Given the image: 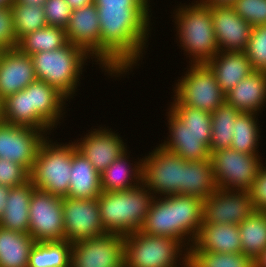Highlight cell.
I'll return each mask as SVG.
<instances>
[{
    "instance_id": "1",
    "label": "cell",
    "mask_w": 266,
    "mask_h": 267,
    "mask_svg": "<svg viewBox=\"0 0 266 267\" xmlns=\"http://www.w3.org/2000/svg\"><path fill=\"white\" fill-rule=\"evenodd\" d=\"M97 10L101 37V69L112 77L128 74L134 66H139L138 61L146 53L144 49L148 47L147 39L151 34V8L97 7Z\"/></svg>"
},
{
    "instance_id": "2",
    "label": "cell",
    "mask_w": 266,
    "mask_h": 267,
    "mask_svg": "<svg viewBox=\"0 0 266 267\" xmlns=\"http://www.w3.org/2000/svg\"><path fill=\"white\" fill-rule=\"evenodd\" d=\"M202 212L203 200L195 196L173 194L154 197L139 231L175 238L189 248L202 225Z\"/></svg>"
},
{
    "instance_id": "3",
    "label": "cell",
    "mask_w": 266,
    "mask_h": 267,
    "mask_svg": "<svg viewBox=\"0 0 266 267\" xmlns=\"http://www.w3.org/2000/svg\"><path fill=\"white\" fill-rule=\"evenodd\" d=\"M168 110L170 134L159 145L186 161L210 159L211 113L185 105H170Z\"/></svg>"
},
{
    "instance_id": "4",
    "label": "cell",
    "mask_w": 266,
    "mask_h": 267,
    "mask_svg": "<svg viewBox=\"0 0 266 267\" xmlns=\"http://www.w3.org/2000/svg\"><path fill=\"white\" fill-rule=\"evenodd\" d=\"M97 199L104 230L124 236L139 231L154 195L141 183L125 191L102 192Z\"/></svg>"
},
{
    "instance_id": "5",
    "label": "cell",
    "mask_w": 266,
    "mask_h": 267,
    "mask_svg": "<svg viewBox=\"0 0 266 267\" xmlns=\"http://www.w3.org/2000/svg\"><path fill=\"white\" fill-rule=\"evenodd\" d=\"M178 6L173 14L180 47L189 55L190 64H206L218 52L211 7L198 0ZM192 57V58H191Z\"/></svg>"
},
{
    "instance_id": "6",
    "label": "cell",
    "mask_w": 266,
    "mask_h": 267,
    "mask_svg": "<svg viewBox=\"0 0 266 267\" xmlns=\"http://www.w3.org/2000/svg\"><path fill=\"white\" fill-rule=\"evenodd\" d=\"M30 57L37 80L55 87L70 100L80 84L83 66L88 65L86 62L91 56L68 42L59 49L35 53Z\"/></svg>"
},
{
    "instance_id": "7",
    "label": "cell",
    "mask_w": 266,
    "mask_h": 267,
    "mask_svg": "<svg viewBox=\"0 0 266 267\" xmlns=\"http://www.w3.org/2000/svg\"><path fill=\"white\" fill-rule=\"evenodd\" d=\"M123 239L124 267H188V248L175 238L135 231Z\"/></svg>"
},
{
    "instance_id": "8",
    "label": "cell",
    "mask_w": 266,
    "mask_h": 267,
    "mask_svg": "<svg viewBox=\"0 0 266 267\" xmlns=\"http://www.w3.org/2000/svg\"><path fill=\"white\" fill-rule=\"evenodd\" d=\"M57 143V144H56ZM75 142L59 144L46 138L41 144L30 180L36 189L64 198L70 185V172Z\"/></svg>"
},
{
    "instance_id": "9",
    "label": "cell",
    "mask_w": 266,
    "mask_h": 267,
    "mask_svg": "<svg viewBox=\"0 0 266 267\" xmlns=\"http://www.w3.org/2000/svg\"><path fill=\"white\" fill-rule=\"evenodd\" d=\"M184 76L175 84L173 102L213 113L226 101L215 74L206 64H189Z\"/></svg>"
},
{
    "instance_id": "10",
    "label": "cell",
    "mask_w": 266,
    "mask_h": 267,
    "mask_svg": "<svg viewBox=\"0 0 266 267\" xmlns=\"http://www.w3.org/2000/svg\"><path fill=\"white\" fill-rule=\"evenodd\" d=\"M185 162V159L159 145L142 158V183L154 197L183 195Z\"/></svg>"
},
{
    "instance_id": "11",
    "label": "cell",
    "mask_w": 266,
    "mask_h": 267,
    "mask_svg": "<svg viewBox=\"0 0 266 267\" xmlns=\"http://www.w3.org/2000/svg\"><path fill=\"white\" fill-rule=\"evenodd\" d=\"M259 154L241 153L231 148L211 153L213 177L217 189L249 191L264 165Z\"/></svg>"
},
{
    "instance_id": "12",
    "label": "cell",
    "mask_w": 266,
    "mask_h": 267,
    "mask_svg": "<svg viewBox=\"0 0 266 267\" xmlns=\"http://www.w3.org/2000/svg\"><path fill=\"white\" fill-rule=\"evenodd\" d=\"M28 233L36 242L64 241L62 198L35 189L29 206Z\"/></svg>"
},
{
    "instance_id": "13",
    "label": "cell",
    "mask_w": 266,
    "mask_h": 267,
    "mask_svg": "<svg viewBox=\"0 0 266 267\" xmlns=\"http://www.w3.org/2000/svg\"><path fill=\"white\" fill-rule=\"evenodd\" d=\"M70 267H124L123 235L105 233L73 242Z\"/></svg>"
},
{
    "instance_id": "14",
    "label": "cell",
    "mask_w": 266,
    "mask_h": 267,
    "mask_svg": "<svg viewBox=\"0 0 266 267\" xmlns=\"http://www.w3.org/2000/svg\"><path fill=\"white\" fill-rule=\"evenodd\" d=\"M255 211L249 191L216 189L203 200L202 224L238 225Z\"/></svg>"
},
{
    "instance_id": "15",
    "label": "cell",
    "mask_w": 266,
    "mask_h": 267,
    "mask_svg": "<svg viewBox=\"0 0 266 267\" xmlns=\"http://www.w3.org/2000/svg\"><path fill=\"white\" fill-rule=\"evenodd\" d=\"M47 133L28 126L8 124L0 120V158L16 162L31 172Z\"/></svg>"
},
{
    "instance_id": "16",
    "label": "cell",
    "mask_w": 266,
    "mask_h": 267,
    "mask_svg": "<svg viewBox=\"0 0 266 267\" xmlns=\"http://www.w3.org/2000/svg\"><path fill=\"white\" fill-rule=\"evenodd\" d=\"M65 240L75 242L107 233L100 220L97 198H62Z\"/></svg>"
},
{
    "instance_id": "17",
    "label": "cell",
    "mask_w": 266,
    "mask_h": 267,
    "mask_svg": "<svg viewBox=\"0 0 266 267\" xmlns=\"http://www.w3.org/2000/svg\"><path fill=\"white\" fill-rule=\"evenodd\" d=\"M30 102V127L51 133L63 118L64 105L68 99L55 87L41 80H35L26 88ZM63 112V113H62Z\"/></svg>"
},
{
    "instance_id": "18",
    "label": "cell",
    "mask_w": 266,
    "mask_h": 267,
    "mask_svg": "<svg viewBox=\"0 0 266 267\" xmlns=\"http://www.w3.org/2000/svg\"><path fill=\"white\" fill-rule=\"evenodd\" d=\"M103 128H95L82 136L80 141H75L77 150L91 162L98 173L104 171L128 149L120 135Z\"/></svg>"
},
{
    "instance_id": "19",
    "label": "cell",
    "mask_w": 266,
    "mask_h": 267,
    "mask_svg": "<svg viewBox=\"0 0 266 267\" xmlns=\"http://www.w3.org/2000/svg\"><path fill=\"white\" fill-rule=\"evenodd\" d=\"M68 42L84 49L101 67V37L97 6L93 3L72 10L65 28Z\"/></svg>"
},
{
    "instance_id": "20",
    "label": "cell",
    "mask_w": 266,
    "mask_h": 267,
    "mask_svg": "<svg viewBox=\"0 0 266 267\" xmlns=\"http://www.w3.org/2000/svg\"><path fill=\"white\" fill-rule=\"evenodd\" d=\"M211 13L219 51L244 52L252 26L232 6H211Z\"/></svg>"
},
{
    "instance_id": "21",
    "label": "cell",
    "mask_w": 266,
    "mask_h": 267,
    "mask_svg": "<svg viewBox=\"0 0 266 267\" xmlns=\"http://www.w3.org/2000/svg\"><path fill=\"white\" fill-rule=\"evenodd\" d=\"M37 80L32 59L17 48L0 51V103Z\"/></svg>"
},
{
    "instance_id": "22",
    "label": "cell",
    "mask_w": 266,
    "mask_h": 267,
    "mask_svg": "<svg viewBox=\"0 0 266 267\" xmlns=\"http://www.w3.org/2000/svg\"><path fill=\"white\" fill-rule=\"evenodd\" d=\"M226 102L241 113L259 115L266 104V72L253 71L226 94Z\"/></svg>"
},
{
    "instance_id": "23",
    "label": "cell",
    "mask_w": 266,
    "mask_h": 267,
    "mask_svg": "<svg viewBox=\"0 0 266 267\" xmlns=\"http://www.w3.org/2000/svg\"><path fill=\"white\" fill-rule=\"evenodd\" d=\"M206 65L225 94L254 71L245 52L219 51Z\"/></svg>"
},
{
    "instance_id": "24",
    "label": "cell",
    "mask_w": 266,
    "mask_h": 267,
    "mask_svg": "<svg viewBox=\"0 0 266 267\" xmlns=\"http://www.w3.org/2000/svg\"><path fill=\"white\" fill-rule=\"evenodd\" d=\"M192 246L214 253H240L242 244L238 225L202 224Z\"/></svg>"
},
{
    "instance_id": "25",
    "label": "cell",
    "mask_w": 266,
    "mask_h": 267,
    "mask_svg": "<svg viewBox=\"0 0 266 267\" xmlns=\"http://www.w3.org/2000/svg\"><path fill=\"white\" fill-rule=\"evenodd\" d=\"M70 174L69 191L66 197L91 199L97 198L103 192L100 173L77 148L73 150Z\"/></svg>"
},
{
    "instance_id": "26",
    "label": "cell",
    "mask_w": 266,
    "mask_h": 267,
    "mask_svg": "<svg viewBox=\"0 0 266 267\" xmlns=\"http://www.w3.org/2000/svg\"><path fill=\"white\" fill-rule=\"evenodd\" d=\"M128 155L127 150L100 173L103 192L125 191L142 183V159L130 163Z\"/></svg>"
},
{
    "instance_id": "27",
    "label": "cell",
    "mask_w": 266,
    "mask_h": 267,
    "mask_svg": "<svg viewBox=\"0 0 266 267\" xmlns=\"http://www.w3.org/2000/svg\"><path fill=\"white\" fill-rule=\"evenodd\" d=\"M35 189L31 180L10 189L6 207L0 220V227L21 233H28V211L31 195Z\"/></svg>"
},
{
    "instance_id": "28",
    "label": "cell",
    "mask_w": 266,
    "mask_h": 267,
    "mask_svg": "<svg viewBox=\"0 0 266 267\" xmlns=\"http://www.w3.org/2000/svg\"><path fill=\"white\" fill-rule=\"evenodd\" d=\"M35 243L29 233L0 227V267H28Z\"/></svg>"
},
{
    "instance_id": "29",
    "label": "cell",
    "mask_w": 266,
    "mask_h": 267,
    "mask_svg": "<svg viewBox=\"0 0 266 267\" xmlns=\"http://www.w3.org/2000/svg\"><path fill=\"white\" fill-rule=\"evenodd\" d=\"M216 189L211 158L184 163L183 195L204 200Z\"/></svg>"
},
{
    "instance_id": "30",
    "label": "cell",
    "mask_w": 266,
    "mask_h": 267,
    "mask_svg": "<svg viewBox=\"0 0 266 267\" xmlns=\"http://www.w3.org/2000/svg\"><path fill=\"white\" fill-rule=\"evenodd\" d=\"M241 252L254 261L266 248V212L255 211L238 224Z\"/></svg>"
},
{
    "instance_id": "31",
    "label": "cell",
    "mask_w": 266,
    "mask_h": 267,
    "mask_svg": "<svg viewBox=\"0 0 266 267\" xmlns=\"http://www.w3.org/2000/svg\"><path fill=\"white\" fill-rule=\"evenodd\" d=\"M68 43L66 31L58 26L47 25L39 30L23 36L17 49L26 55L59 49Z\"/></svg>"
},
{
    "instance_id": "32",
    "label": "cell",
    "mask_w": 266,
    "mask_h": 267,
    "mask_svg": "<svg viewBox=\"0 0 266 267\" xmlns=\"http://www.w3.org/2000/svg\"><path fill=\"white\" fill-rule=\"evenodd\" d=\"M72 243L67 240L36 242L28 267H70Z\"/></svg>"
},
{
    "instance_id": "33",
    "label": "cell",
    "mask_w": 266,
    "mask_h": 267,
    "mask_svg": "<svg viewBox=\"0 0 266 267\" xmlns=\"http://www.w3.org/2000/svg\"><path fill=\"white\" fill-rule=\"evenodd\" d=\"M239 111L226 101L211 113V143L210 153L230 148L232 144L234 122L239 115Z\"/></svg>"
},
{
    "instance_id": "34",
    "label": "cell",
    "mask_w": 266,
    "mask_h": 267,
    "mask_svg": "<svg viewBox=\"0 0 266 267\" xmlns=\"http://www.w3.org/2000/svg\"><path fill=\"white\" fill-rule=\"evenodd\" d=\"M254 113H239L234 122L231 149L246 154H258L259 138L258 117Z\"/></svg>"
},
{
    "instance_id": "35",
    "label": "cell",
    "mask_w": 266,
    "mask_h": 267,
    "mask_svg": "<svg viewBox=\"0 0 266 267\" xmlns=\"http://www.w3.org/2000/svg\"><path fill=\"white\" fill-rule=\"evenodd\" d=\"M188 267H255V261L240 253H214L188 248Z\"/></svg>"
},
{
    "instance_id": "36",
    "label": "cell",
    "mask_w": 266,
    "mask_h": 267,
    "mask_svg": "<svg viewBox=\"0 0 266 267\" xmlns=\"http://www.w3.org/2000/svg\"><path fill=\"white\" fill-rule=\"evenodd\" d=\"M10 7L13 13L17 41L23 36L47 26L43 6L13 2Z\"/></svg>"
},
{
    "instance_id": "37",
    "label": "cell",
    "mask_w": 266,
    "mask_h": 267,
    "mask_svg": "<svg viewBox=\"0 0 266 267\" xmlns=\"http://www.w3.org/2000/svg\"><path fill=\"white\" fill-rule=\"evenodd\" d=\"M0 120L30 127V102L26 89L8 96L0 103Z\"/></svg>"
},
{
    "instance_id": "38",
    "label": "cell",
    "mask_w": 266,
    "mask_h": 267,
    "mask_svg": "<svg viewBox=\"0 0 266 267\" xmlns=\"http://www.w3.org/2000/svg\"><path fill=\"white\" fill-rule=\"evenodd\" d=\"M244 52L254 71L266 72V25L252 27Z\"/></svg>"
},
{
    "instance_id": "39",
    "label": "cell",
    "mask_w": 266,
    "mask_h": 267,
    "mask_svg": "<svg viewBox=\"0 0 266 267\" xmlns=\"http://www.w3.org/2000/svg\"><path fill=\"white\" fill-rule=\"evenodd\" d=\"M231 6L252 27L266 25V0H236Z\"/></svg>"
},
{
    "instance_id": "40",
    "label": "cell",
    "mask_w": 266,
    "mask_h": 267,
    "mask_svg": "<svg viewBox=\"0 0 266 267\" xmlns=\"http://www.w3.org/2000/svg\"><path fill=\"white\" fill-rule=\"evenodd\" d=\"M30 180V172L20 164L0 158V184L9 187L22 185Z\"/></svg>"
},
{
    "instance_id": "41",
    "label": "cell",
    "mask_w": 266,
    "mask_h": 267,
    "mask_svg": "<svg viewBox=\"0 0 266 267\" xmlns=\"http://www.w3.org/2000/svg\"><path fill=\"white\" fill-rule=\"evenodd\" d=\"M43 7L47 25L67 27L72 9L66 0H46Z\"/></svg>"
},
{
    "instance_id": "42",
    "label": "cell",
    "mask_w": 266,
    "mask_h": 267,
    "mask_svg": "<svg viewBox=\"0 0 266 267\" xmlns=\"http://www.w3.org/2000/svg\"><path fill=\"white\" fill-rule=\"evenodd\" d=\"M17 38L14 30L13 13L10 6L0 7V48H17Z\"/></svg>"
},
{
    "instance_id": "43",
    "label": "cell",
    "mask_w": 266,
    "mask_h": 267,
    "mask_svg": "<svg viewBox=\"0 0 266 267\" xmlns=\"http://www.w3.org/2000/svg\"><path fill=\"white\" fill-rule=\"evenodd\" d=\"M256 211L266 212V167L261 166L249 190Z\"/></svg>"
},
{
    "instance_id": "44",
    "label": "cell",
    "mask_w": 266,
    "mask_h": 267,
    "mask_svg": "<svg viewBox=\"0 0 266 267\" xmlns=\"http://www.w3.org/2000/svg\"><path fill=\"white\" fill-rule=\"evenodd\" d=\"M150 0H94L97 7H150Z\"/></svg>"
},
{
    "instance_id": "45",
    "label": "cell",
    "mask_w": 266,
    "mask_h": 267,
    "mask_svg": "<svg viewBox=\"0 0 266 267\" xmlns=\"http://www.w3.org/2000/svg\"><path fill=\"white\" fill-rule=\"evenodd\" d=\"M11 187L0 184V220L3 216Z\"/></svg>"
},
{
    "instance_id": "46",
    "label": "cell",
    "mask_w": 266,
    "mask_h": 267,
    "mask_svg": "<svg viewBox=\"0 0 266 267\" xmlns=\"http://www.w3.org/2000/svg\"><path fill=\"white\" fill-rule=\"evenodd\" d=\"M236 0H199V2L207 7L211 6H231Z\"/></svg>"
},
{
    "instance_id": "47",
    "label": "cell",
    "mask_w": 266,
    "mask_h": 267,
    "mask_svg": "<svg viewBox=\"0 0 266 267\" xmlns=\"http://www.w3.org/2000/svg\"><path fill=\"white\" fill-rule=\"evenodd\" d=\"M72 10L78 9L84 6H88L94 3V0H66Z\"/></svg>"
},
{
    "instance_id": "48",
    "label": "cell",
    "mask_w": 266,
    "mask_h": 267,
    "mask_svg": "<svg viewBox=\"0 0 266 267\" xmlns=\"http://www.w3.org/2000/svg\"><path fill=\"white\" fill-rule=\"evenodd\" d=\"M14 2L26 5H40L43 6L46 0H14Z\"/></svg>"
},
{
    "instance_id": "49",
    "label": "cell",
    "mask_w": 266,
    "mask_h": 267,
    "mask_svg": "<svg viewBox=\"0 0 266 267\" xmlns=\"http://www.w3.org/2000/svg\"><path fill=\"white\" fill-rule=\"evenodd\" d=\"M255 267H266V248L255 260Z\"/></svg>"
},
{
    "instance_id": "50",
    "label": "cell",
    "mask_w": 266,
    "mask_h": 267,
    "mask_svg": "<svg viewBox=\"0 0 266 267\" xmlns=\"http://www.w3.org/2000/svg\"><path fill=\"white\" fill-rule=\"evenodd\" d=\"M14 0H0V7L2 6H10Z\"/></svg>"
}]
</instances>
